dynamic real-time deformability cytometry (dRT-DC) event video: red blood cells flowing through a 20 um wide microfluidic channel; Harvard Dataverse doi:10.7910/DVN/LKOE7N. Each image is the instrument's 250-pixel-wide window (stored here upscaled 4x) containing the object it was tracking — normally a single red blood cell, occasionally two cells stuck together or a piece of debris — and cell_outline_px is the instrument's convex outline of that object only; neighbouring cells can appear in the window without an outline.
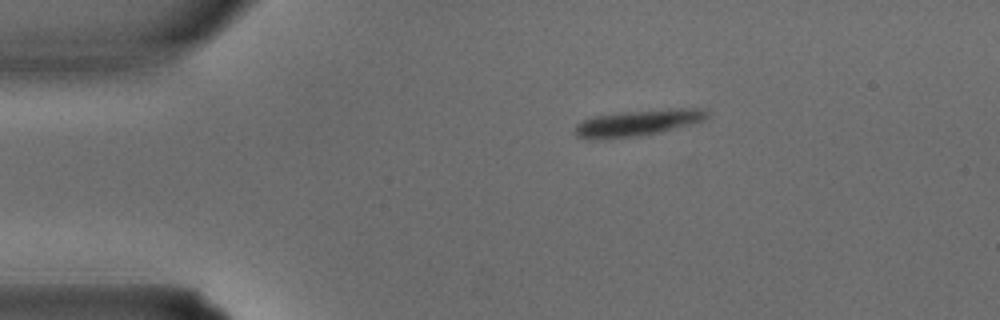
{"species": "common noctule bat (a hibernating species)", "species_latin": "Nyctalus noctula", "temperature_condition": "warm", "stored_images_in_passage": 2, "camera_frame_rate_fps": 3000, "um_per_image_px": 0.085, "animal": {"sex": "male", "body_mass_g": 15.6}, "frame": {"image": 1, "passage_image": 1, "time_ms": 0.0, "image_size_px": [1000, 320], "cell_outline_px": [[708, 116], [704, 120], [692, 124], [660, 132], [636, 136], [596, 140], [588, 140], [576, 136], [572, 132], [576, 124], [584, 120], [596, 116], [624, 112], [680, 108], [696, 108], [708, 112]], "centroid_in_image_um": [54.15, 10.47], "position_along_channel_um": 30.9, "area_um2": 20.06}}